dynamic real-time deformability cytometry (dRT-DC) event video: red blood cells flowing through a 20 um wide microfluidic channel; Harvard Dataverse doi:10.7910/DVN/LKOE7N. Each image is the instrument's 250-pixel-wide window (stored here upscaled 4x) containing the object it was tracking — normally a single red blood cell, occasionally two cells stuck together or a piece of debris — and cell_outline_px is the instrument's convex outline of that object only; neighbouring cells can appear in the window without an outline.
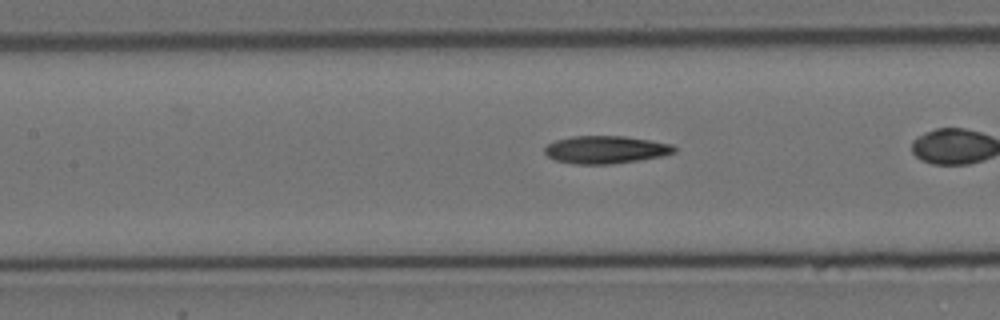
{"species": "Egyptian fruit bat (a non-hibernating species)", "species_latin": "Rousettus aegyptiacus", "temperature_condition": "cold", "stored_images_in_passage": 44, "camera_frame_rate_fps": 3000, "um_per_image_px": 0.085, "animal": {"sex": "female"}, "frame": {"image": 1, "passage_image": 24, "time_ms": 7.667, "image_size_px": [1000, 320], "cell_outline_px": [[676, 152], [664, 156], [612, 164], [572, 164], [556, 160], [548, 156], [544, 152], [544, 148], [548, 144], [556, 140], [572, 136], [624, 136], [672, 144], [676, 148]], "centroid_in_image_um": [51.49, 12.72], "position_along_channel_um": 155.9, "area_um2": 20.92}}
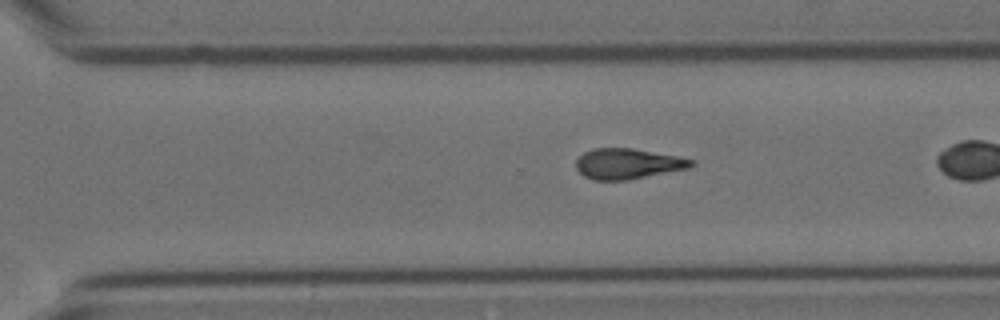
{"frame": {"image": 2, "passage_image": 38, "time_ms": 12.333, "image_size_px": [1000, 320], "cell_outline_px": [[696, 164], [688, 168], [628, 180], [592, 180], [584, 176], [576, 168], [576, 160], [584, 152], [592, 148], [632, 148], [676, 156], [696, 160]], "centroid_in_image_um": [53.35, 13.92], "position_along_channel_um": 317.2, "area_um2": 20.46}}